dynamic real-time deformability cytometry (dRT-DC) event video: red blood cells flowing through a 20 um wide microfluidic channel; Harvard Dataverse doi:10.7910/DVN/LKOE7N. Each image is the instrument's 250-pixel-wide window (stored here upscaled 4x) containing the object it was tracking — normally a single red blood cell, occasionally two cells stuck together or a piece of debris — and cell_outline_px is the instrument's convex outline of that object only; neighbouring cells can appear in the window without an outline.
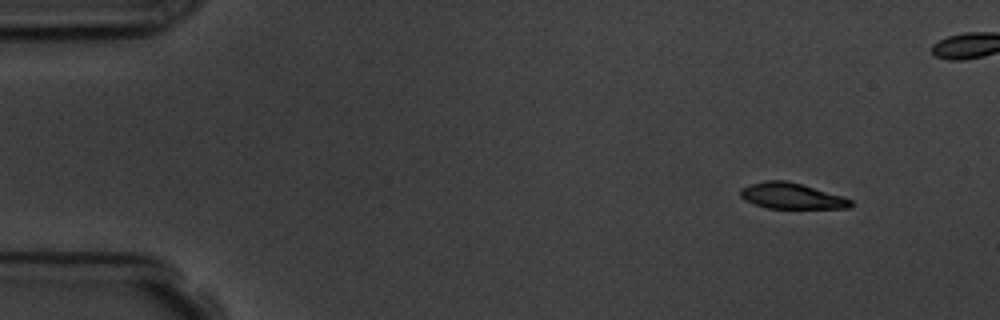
{"species": "common noctule bat (a hibernating species)", "species_latin": "Nyctalus noctula", "temperature_condition": "room temperature", "stored_images_in_passage": 5, "camera_frame_rate_fps": 3000, "um_per_image_px": 0.085, "animal": {"sex": "male", "body_mass_g": 19.5, "forearm_length_mm": 54.6}, "frame": {"image": 1, "passage_image": 1, "time_ms": 0.0, "image_size_px": [1000, 320], "cell_outline_px": [[852, 204], [848, 208], [768, 208], [744, 200], [740, 196], [740, 188], [764, 180], [784, 180], [800, 184], [844, 196], [852, 200]], "centroid_in_image_um": [67.28, 16.65], "position_along_channel_um": 17.7, "area_um2": 16.47}}